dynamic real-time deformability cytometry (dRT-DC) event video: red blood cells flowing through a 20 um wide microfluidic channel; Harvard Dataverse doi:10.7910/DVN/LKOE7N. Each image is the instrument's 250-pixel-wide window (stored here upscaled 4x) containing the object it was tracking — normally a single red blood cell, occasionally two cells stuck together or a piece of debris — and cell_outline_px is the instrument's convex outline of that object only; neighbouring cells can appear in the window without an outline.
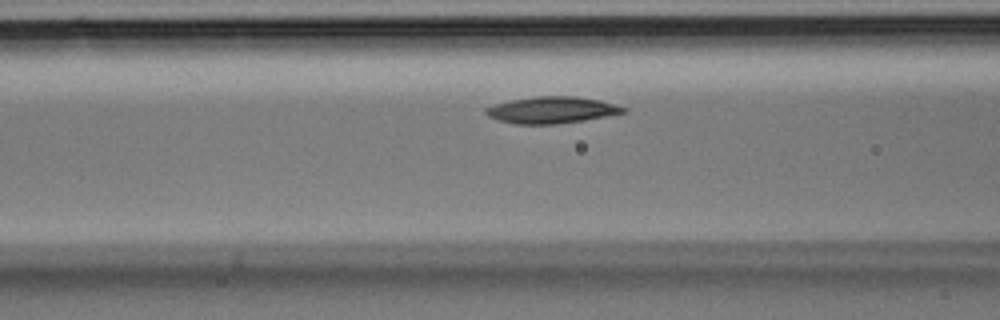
{"species": "Egyptian fruit bat (a non-hibernating species)", "species_latin": "Rousettus aegyptiacus", "temperature_condition": "room temperature", "stored_images_in_passage": 27, "camera_frame_rate_fps": 3000, "um_per_image_px": 0.085, "animal": {"sex": "male"}, "frame": {"image": 1, "passage_image": 5, "time_ms": 1.333, "image_size_px": [1000, 320], "cell_outline_px": [[628, 112], [556, 124], [516, 124], [496, 120], [488, 116], [484, 112], [484, 108], [492, 104], [512, 100], [536, 96], [576, 96], [600, 100], [628, 108]], "centroid_in_image_um": [46.85, 9.34], "position_along_channel_um": 119.7, "area_um2": 21.33}}
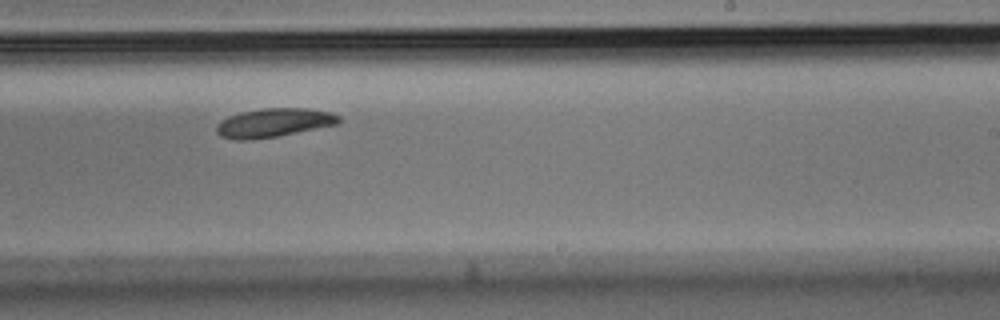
{"frame": {"image": 2, "passage_image": 13, "time_ms": 4.0, "image_size_px": [1000, 320], "cell_outline_px": [[340, 120], [336, 124], [276, 136], [248, 140], [236, 140], [220, 136], [216, 132], [216, 124], [228, 116], [240, 112], [264, 108], [308, 108], [332, 112], [340, 116]], "centroid_in_image_um": [23.23, 10.42], "position_along_channel_um": 265.8, "area_um2": 20.4}}
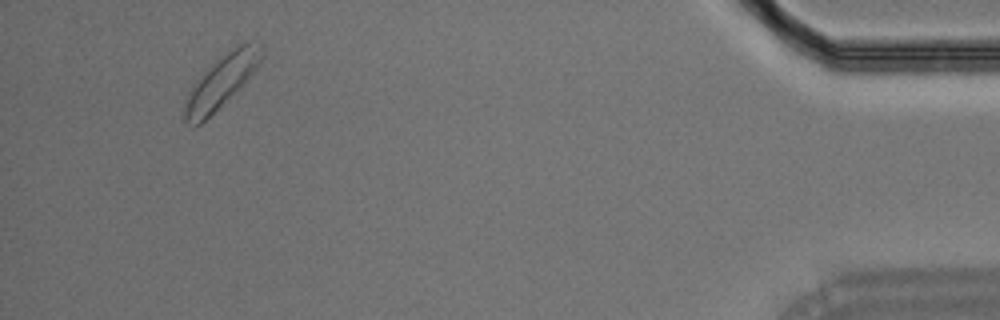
{"frame": {"image": 3, "passage_image": 25, "time_ms": 8.0, "image_size_px": [1000, 320], "cell_outline_px": [[264, 56], [256, 68], [244, 84], [240, 88], [200, 124], [192, 128], [184, 124], [184, 104], [188, 92], [192, 84], [216, 60], [244, 40], [260, 44], [264, 48]], "centroid_in_image_um": [18.8, 6.93], "position_along_channel_um": 416.4, "area_um2": 23.7}}